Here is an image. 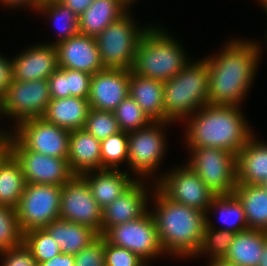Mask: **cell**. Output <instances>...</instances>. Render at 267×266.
<instances>
[{
	"label": "cell",
	"instance_id": "obj_7",
	"mask_svg": "<svg viewBox=\"0 0 267 266\" xmlns=\"http://www.w3.org/2000/svg\"><path fill=\"white\" fill-rule=\"evenodd\" d=\"M191 159L188 166L198 174L216 195H232L236 188V155L212 147H188Z\"/></svg>",
	"mask_w": 267,
	"mask_h": 266
},
{
	"label": "cell",
	"instance_id": "obj_45",
	"mask_svg": "<svg viewBox=\"0 0 267 266\" xmlns=\"http://www.w3.org/2000/svg\"><path fill=\"white\" fill-rule=\"evenodd\" d=\"M3 6H8V7H14L18 8L27 5L28 8L29 6L33 8L34 10L37 9L38 5L41 3V0H0Z\"/></svg>",
	"mask_w": 267,
	"mask_h": 266
},
{
	"label": "cell",
	"instance_id": "obj_41",
	"mask_svg": "<svg viewBox=\"0 0 267 266\" xmlns=\"http://www.w3.org/2000/svg\"><path fill=\"white\" fill-rule=\"evenodd\" d=\"M1 266H38L30 249L22 243L20 246L0 252Z\"/></svg>",
	"mask_w": 267,
	"mask_h": 266
},
{
	"label": "cell",
	"instance_id": "obj_49",
	"mask_svg": "<svg viewBox=\"0 0 267 266\" xmlns=\"http://www.w3.org/2000/svg\"><path fill=\"white\" fill-rule=\"evenodd\" d=\"M0 115H5L4 107L2 105V99L1 98H0ZM0 136H14V133H12V132L11 133H7V132H4V130H0Z\"/></svg>",
	"mask_w": 267,
	"mask_h": 266
},
{
	"label": "cell",
	"instance_id": "obj_32",
	"mask_svg": "<svg viewBox=\"0 0 267 266\" xmlns=\"http://www.w3.org/2000/svg\"><path fill=\"white\" fill-rule=\"evenodd\" d=\"M36 11H41L43 14L48 15V17L55 22L56 28L59 30V37L57 41L51 44L55 45L63 40H67L70 37L79 33L78 30V16L72 12V10L66 7L60 1L52 2H41Z\"/></svg>",
	"mask_w": 267,
	"mask_h": 266
},
{
	"label": "cell",
	"instance_id": "obj_48",
	"mask_svg": "<svg viewBox=\"0 0 267 266\" xmlns=\"http://www.w3.org/2000/svg\"><path fill=\"white\" fill-rule=\"evenodd\" d=\"M258 266H267V239L265 241V246Z\"/></svg>",
	"mask_w": 267,
	"mask_h": 266
},
{
	"label": "cell",
	"instance_id": "obj_46",
	"mask_svg": "<svg viewBox=\"0 0 267 266\" xmlns=\"http://www.w3.org/2000/svg\"><path fill=\"white\" fill-rule=\"evenodd\" d=\"M13 136H0V162L10 152V141Z\"/></svg>",
	"mask_w": 267,
	"mask_h": 266
},
{
	"label": "cell",
	"instance_id": "obj_16",
	"mask_svg": "<svg viewBox=\"0 0 267 266\" xmlns=\"http://www.w3.org/2000/svg\"><path fill=\"white\" fill-rule=\"evenodd\" d=\"M130 70L104 68L91 77L89 105L100 111L113 112L129 95Z\"/></svg>",
	"mask_w": 267,
	"mask_h": 266
},
{
	"label": "cell",
	"instance_id": "obj_28",
	"mask_svg": "<svg viewBox=\"0 0 267 266\" xmlns=\"http://www.w3.org/2000/svg\"><path fill=\"white\" fill-rule=\"evenodd\" d=\"M233 194L243 206L248 229L267 232V191L260 185L236 184Z\"/></svg>",
	"mask_w": 267,
	"mask_h": 266
},
{
	"label": "cell",
	"instance_id": "obj_2",
	"mask_svg": "<svg viewBox=\"0 0 267 266\" xmlns=\"http://www.w3.org/2000/svg\"><path fill=\"white\" fill-rule=\"evenodd\" d=\"M239 106L207 104L190 116L186 125L188 147L224 149L235 155L253 136Z\"/></svg>",
	"mask_w": 267,
	"mask_h": 266
},
{
	"label": "cell",
	"instance_id": "obj_26",
	"mask_svg": "<svg viewBox=\"0 0 267 266\" xmlns=\"http://www.w3.org/2000/svg\"><path fill=\"white\" fill-rule=\"evenodd\" d=\"M44 229L59 245L62 253L76 255L94 242L100 235L88 226L56 219Z\"/></svg>",
	"mask_w": 267,
	"mask_h": 266
},
{
	"label": "cell",
	"instance_id": "obj_42",
	"mask_svg": "<svg viewBox=\"0 0 267 266\" xmlns=\"http://www.w3.org/2000/svg\"><path fill=\"white\" fill-rule=\"evenodd\" d=\"M12 81V60L0 55V98L4 96Z\"/></svg>",
	"mask_w": 267,
	"mask_h": 266
},
{
	"label": "cell",
	"instance_id": "obj_36",
	"mask_svg": "<svg viewBox=\"0 0 267 266\" xmlns=\"http://www.w3.org/2000/svg\"><path fill=\"white\" fill-rule=\"evenodd\" d=\"M23 243L30 249L38 264L62 253L59 245L44 228L24 233Z\"/></svg>",
	"mask_w": 267,
	"mask_h": 266
},
{
	"label": "cell",
	"instance_id": "obj_20",
	"mask_svg": "<svg viewBox=\"0 0 267 266\" xmlns=\"http://www.w3.org/2000/svg\"><path fill=\"white\" fill-rule=\"evenodd\" d=\"M67 160L73 175L101 170V141L85 128L70 131Z\"/></svg>",
	"mask_w": 267,
	"mask_h": 266
},
{
	"label": "cell",
	"instance_id": "obj_40",
	"mask_svg": "<svg viewBox=\"0 0 267 266\" xmlns=\"http://www.w3.org/2000/svg\"><path fill=\"white\" fill-rule=\"evenodd\" d=\"M74 258L75 266H105V239L100 235Z\"/></svg>",
	"mask_w": 267,
	"mask_h": 266
},
{
	"label": "cell",
	"instance_id": "obj_15",
	"mask_svg": "<svg viewBox=\"0 0 267 266\" xmlns=\"http://www.w3.org/2000/svg\"><path fill=\"white\" fill-rule=\"evenodd\" d=\"M14 129V136L28 150L68 158L70 131L46 121L43 117L24 120Z\"/></svg>",
	"mask_w": 267,
	"mask_h": 266
},
{
	"label": "cell",
	"instance_id": "obj_52",
	"mask_svg": "<svg viewBox=\"0 0 267 266\" xmlns=\"http://www.w3.org/2000/svg\"><path fill=\"white\" fill-rule=\"evenodd\" d=\"M129 5H131L132 3H134V1L136 0H125Z\"/></svg>",
	"mask_w": 267,
	"mask_h": 266
},
{
	"label": "cell",
	"instance_id": "obj_53",
	"mask_svg": "<svg viewBox=\"0 0 267 266\" xmlns=\"http://www.w3.org/2000/svg\"><path fill=\"white\" fill-rule=\"evenodd\" d=\"M52 1H60V0H41V2H52Z\"/></svg>",
	"mask_w": 267,
	"mask_h": 266
},
{
	"label": "cell",
	"instance_id": "obj_6",
	"mask_svg": "<svg viewBox=\"0 0 267 266\" xmlns=\"http://www.w3.org/2000/svg\"><path fill=\"white\" fill-rule=\"evenodd\" d=\"M131 17L127 12L95 37L104 68L132 69L136 48L149 27H137Z\"/></svg>",
	"mask_w": 267,
	"mask_h": 266
},
{
	"label": "cell",
	"instance_id": "obj_5",
	"mask_svg": "<svg viewBox=\"0 0 267 266\" xmlns=\"http://www.w3.org/2000/svg\"><path fill=\"white\" fill-rule=\"evenodd\" d=\"M182 47L160 27L149 26L136 48L131 70L164 83L177 75L190 61Z\"/></svg>",
	"mask_w": 267,
	"mask_h": 266
},
{
	"label": "cell",
	"instance_id": "obj_27",
	"mask_svg": "<svg viewBox=\"0 0 267 266\" xmlns=\"http://www.w3.org/2000/svg\"><path fill=\"white\" fill-rule=\"evenodd\" d=\"M266 239L267 232L262 230L237 232L223 259L235 266H258Z\"/></svg>",
	"mask_w": 267,
	"mask_h": 266
},
{
	"label": "cell",
	"instance_id": "obj_47",
	"mask_svg": "<svg viewBox=\"0 0 267 266\" xmlns=\"http://www.w3.org/2000/svg\"><path fill=\"white\" fill-rule=\"evenodd\" d=\"M208 266H235L224 259H211Z\"/></svg>",
	"mask_w": 267,
	"mask_h": 266
},
{
	"label": "cell",
	"instance_id": "obj_9",
	"mask_svg": "<svg viewBox=\"0 0 267 266\" xmlns=\"http://www.w3.org/2000/svg\"><path fill=\"white\" fill-rule=\"evenodd\" d=\"M102 237L114 246L136 253L146 263L164 253L156 222L149 211L136 220L110 227Z\"/></svg>",
	"mask_w": 267,
	"mask_h": 266
},
{
	"label": "cell",
	"instance_id": "obj_34",
	"mask_svg": "<svg viewBox=\"0 0 267 266\" xmlns=\"http://www.w3.org/2000/svg\"><path fill=\"white\" fill-rule=\"evenodd\" d=\"M120 131L132 132L143 129L153 121L129 95L113 111Z\"/></svg>",
	"mask_w": 267,
	"mask_h": 266
},
{
	"label": "cell",
	"instance_id": "obj_38",
	"mask_svg": "<svg viewBox=\"0 0 267 266\" xmlns=\"http://www.w3.org/2000/svg\"><path fill=\"white\" fill-rule=\"evenodd\" d=\"M84 128L89 134L100 141L120 132L113 112L100 111L92 108L88 112Z\"/></svg>",
	"mask_w": 267,
	"mask_h": 266
},
{
	"label": "cell",
	"instance_id": "obj_13",
	"mask_svg": "<svg viewBox=\"0 0 267 266\" xmlns=\"http://www.w3.org/2000/svg\"><path fill=\"white\" fill-rule=\"evenodd\" d=\"M60 218L88 226L101 235L102 209L82 175H73L62 185Z\"/></svg>",
	"mask_w": 267,
	"mask_h": 266
},
{
	"label": "cell",
	"instance_id": "obj_1",
	"mask_svg": "<svg viewBox=\"0 0 267 266\" xmlns=\"http://www.w3.org/2000/svg\"><path fill=\"white\" fill-rule=\"evenodd\" d=\"M255 41L232 40L219 54L207 57L211 105L240 106L251 88L260 60Z\"/></svg>",
	"mask_w": 267,
	"mask_h": 266
},
{
	"label": "cell",
	"instance_id": "obj_10",
	"mask_svg": "<svg viewBox=\"0 0 267 266\" xmlns=\"http://www.w3.org/2000/svg\"><path fill=\"white\" fill-rule=\"evenodd\" d=\"M170 122H152L143 129L128 132V162L134 175L151 176L166 152L163 126ZM163 132V133H162Z\"/></svg>",
	"mask_w": 267,
	"mask_h": 266
},
{
	"label": "cell",
	"instance_id": "obj_35",
	"mask_svg": "<svg viewBox=\"0 0 267 266\" xmlns=\"http://www.w3.org/2000/svg\"><path fill=\"white\" fill-rule=\"evenodd\" d=\"M128 162V133L120 131L101 141V170H118V165Z\"/></svg>",
	"mask_w": 267,
	"mask_h": 266
},
{
	"label": "cell",
	"instance_id": "obj_21",
	"mask_svg": "<svg viewBox=\"0 0 267 266\" xmlns=\"http://www.w3.org/2000/svg\"><path fill=\"white\" fill-rule=\"evenodd\" d=\"M82 176L101 209L111 204L137 181V178H131L127 171L111 169L91 171Z\"/></svg>",
	"mask_w": 267,
	"mask_h": 266
},
{
	"label": "cell",
	"instance_id": "obj_11",
	"mask_svg": "<svg viewBox=\"0 0 267 266\" xmlns=\"http://www.w3.org/2000/svg\"><path fill=\"white\" fill-rule=\"evenodd\" d=\"M186 165V166H185ZM158 177L156 187L170 200L203 211L208 208L215 194L187 164Z\"/></svg>",
	"mask_w": 267,
	"mask_h": 266
},
{
	"label": "cell",
	"instance_id": "obj_30",
	"mask_svg": "<svg viewBox=\"0 0 267 266\" xmlns=\"http://www.w3.org/2000/svg\"><path fill=\"white\" fill-rule=\"evenodd\" d=\"M25 185L21 164L9 152L0 162V205L16 208Z\"/></svg>",
	"mask_w": 267,
	"mask_h": 266
},
{
	"label": "cell",
	"instance_id": "obj_29",
	"mask_svg": "<svg viewBox=\"0 0 267 266\" xmlns=\"http://www.w3.org/2000/svg\"><path fill=\"white\" fill-rule=\"evenodd\" d=\"M92 75L68 68H57L48 78L51 99L69 96L88 99Z\"/></svg>",
	"mask_w": 267,
	"mask_h": 266
},
{
	"label": "cell",
	"instance_id": "obj_37",
	"mask_svg": "<svg viewBox=\"0 0 267 266\" xmlns=\"http://www.w3.org/2000/svg\"><path fill=\"white\" fill-rule=\"evenodd\" d=\"M23 239L16 208L0 205V252L20 246Z\"/></svg>",
	"mask_w": 267,
	"mask_h": 266
},
{
	"label": "cell",
	"instance_id": "obj_31",
	"mask_svg": "<svg viewBox=\"0 0 267 266\" xmlns=\"http://www.w3.org/2000/svg\"><path fill=\"white\" fill-rule=\"evenodd\" d=\"M214 209L220 212L219 216L226 224V227L221 228V230L237 233L248 229L243 206L234 194L215 196L208 212Z\"/></svg>",
	"mask_w": 267,
	"mask_h": 266
},
{
	"label": "cell",
	"instance_id": "obj_44",
	"mask_svg": "<svg viewBox=\"0 0 267 266\" xmlns=\"http://www.w3.org/2000/svg\"><path fill=\"white\" fill-rule=\"evenodd\" d=\"M94 0H60L66 7L70 8L78 17L90 6Z\"/></svg>",
	"mask_w": 267,
	"mask_h": 266
},
{
	"label": "cell",
	"instance_id": "obj_22",
	"mask_svg": "<svg viewBox=\"0 0 267 266\" xmlns=\"http://www.w3.org/2000/svg\"><path fill=\"white\" fill-rule=\"evenodd\" d=\"M267 179V143L252 136L236 155V184L260 185Z\"/></svg>",
	"mask_w": 267,
	"mask_h": 266
},
{
	"label": "cell",
	"instance_id": "obj_3",
	"mask_svg": "<svg viewBox=\"0 0 267 266\" xmlns=\"http://www.w3.org/2000/svg\"><path fill=\"white\" fill-rule=\"evenodd\" d=\"M156 222L159 241L165 253L179 257H194L200 248L206 213L168 199L154 188Z\"/></svg>",
	"mask_w": 267,
	"mask_h": 266
},
{
	"label": "cell",
	"instance_id": "obj_19",
	"mask_svg": "<svg viewBox=\"0 0 267 266\" xmlns=\"http://www.w3.org/2000/svg\"><path fill=\"white\" fill-rule=\"evenodd\" d=\"M140 181L102 209L101 236L110 227L136 220L147 212L148 191L146 183Z\"/></svg>",
	"mask_w": 267,
	"mask_h": 266
},
{
	"label": "cell",
	"instance_id": "obj_4",
	"mask_svg": "<svg viewBox=\"0 0 267 266\" xmlns=\"http://www.w3.org/2000/svg\"><path fill=\"white\" fill-rule=\"evenodd\" d=\"M164 122L187 119L209 104V68L206 58L188 62L174 77L163 83Z\"/></svg>",
	"mask_w": 267,
	"mask_h": 266
},
{
	"label": "cell",
	"instance_id": "obj_39",
	"mask_svg": "<svg viewBox=\"0 0 267 266\" xmlns=\"http://www.w3.org/2000/svg\"><path fill=\"white\" fill-rule=\"evenodd\" d=\"M145 263L136 253L105 240V266H143Z\"/></svg>",
	"mask_w": 267,
	"mask_h": 266
},
{
	"label": "cell",
	"instance_id": "obj_18",
	"mask_svg": "<svg viewBox=\"0 0 267 266\" xmlns=\"http://www.w3.org/2000/svg\"><path fill=\"white\" fill-rule=\"evenodd\" d=\"M58 68L57 50L53 44H39L13 57V80L48 79Z\"/></svg>",
	"mask_w": 267,
	"mask_h": 266
},
{
	"label": "cell",
	"instance_id": "obj_23",
	"mask_svg": "<svg viewBox=\"0 0 267 266\" xmlns=\"http://www.w3.org/2000/svg\"><path fill=\"white\" fill-rule=\"evenodd\" d=\"M130 6L125 0H94L78 17L79 33L96 37L108 25L129 12L127 8Z\"/></svg>",
	"mask_w": 267,
	"mask_h": 266
},
{
	"label": "cell",
	"instance_id": "obj_50",
	"mask_svg": "<svg viewBox=\"0 0 267 266\" xmlns=\"http://www.w3.org/2000/svg\"><path fill=\"white\" fill-rule=\"evenodd\" d=\"M261 4H262V6L264 7V9H265V11L267 13V0H262Z\"/></svg>",
	"mask_w": 267,
	"mask_h": 266
},
{
	"label": "cell",
	"instance_id": "obj_43",
	"mask_svg": "<svg viewBox=\"0 0 267 266\" xmlns=\"http://www.w3.org/2000/svg\"><path fill=\"white\" fill-rule=\"evenodd\" d=\"M38 266H75L74 255L61 253L54 258L41 262Z\"/></svg>",
	"mask_w": 267,
	"mask_h": 266
},
{
	"label": "cell",
	"instance_id": "obj_12",
	"mask_svg": "<svg viewBox=\"0 0 267 266\" xmlns=\"http://www.w3.org/2000/svg\"><path fill=\"white\" fill-rule=\"evenodd\" d=\"M2 99L4 113L20 122L42 117L51 100L48 79L34 81L13 80Z\"/></svg>",
	"mask_w": 267,
	"mask_h": 266
},
{
	"label": "cell",
	"instance_id": "obj_17",
	"mask_svg": "<svg viewBox=\"0 0 267 266\" xmlns=\"http://www.w3.org/2000/svg\"><path fill=\"white\" fill-rule=\"evenodd\" d=\"M58 67L87 72L94 75L103 70L95 37L76 34L55 44Z\"/></svg>",
	"mask_w": 267,
	"mask_h": 266
},
{
	"label": "cell",
	"instance_id": "obj_25",
	"mask_svg": "<svg viewBox=\"0 0 267 266\" xmlns=\"http://www.w3.org/2000/svg\"><path fill=\"white\" fill-rule=\"evenodd\" d=\"M89 110L88 99L69 96L51 99L42 117L50 123L73 131L85 127Z\"/></svg>",
	"mask_w": 267,
	"mask_h": 266
},
{
	"label": "cell",
	"instance_id": "obj_14",
	"mask_svg": "<svg viewBox=\"0 0 267 266\" xmlns=\"http://www.w3.org/2000/svg\"><path fill=\"white\" fill-rule=\"evenodd\" d=\"M10 152L20 162L26 183L62 186L73 176L67 159L28 150L15 136Z\"/></svg>",
	"mask_w": 267,
	"mask_h": 266
},
{
	"label": "cell",
	"instance_id": "obj_33",
	"mask_svg": "<svg viewBox=\"0 0 267 266\" xmlns=\"http://www.w3.org/2000/svg\"><path fill=\"white\" fill-rule=\"evenodd\" d=\"M210 221L206 215V226L196 257L204 253L210 255L211 259H223L233 243L236 233L221 229L216 230Z\"/></svg>",
	"mask_w": 267,
	"mask_h": 266
},
{
	"label": "cell",
	"instance_id": "obj_8",
	"mask_svg": "<svg viewBox=\"0 0 267 266\" xmlns=\"http://www.w3.org/2000/svg\"><path fill=\"white\" fill-rule=\"evenodd\" d=\"M62 186L26 183L16 207L19 226L24 233L42 229L60 218Z\"/></svg>",
	"mask_w": 267,
	"mask_h": 266
},
{
	"label": "cell",
	"instance_id": "obj_24",
	"mask_svg": "<svg viewBox=\"0 0 267 266\" xmlns=\"http://www.w3.org/2000/svg\"><path fill=\"white\" fill-rule=\"evenodd\" d=\"M128 94L153 122H164L163 82L143 77L130 70Z\"/></svg>",
	"mask_w": 267,
	"mask_h": 266
},
{
	"label": "cell",
	"instance_id": "obj_51",
	"mask_svg": "<svg viewBox=\"0 0 267 266\" xmlns=\"http://www.w3.org/2000/svg\"><path fill=\"white\" fill-rule=\"evenodd\" d=\"M267 191V179L260 184Z\"/></svg>",
	"mask_w": 267,
	"mask_h": 266
}]
</instances>
